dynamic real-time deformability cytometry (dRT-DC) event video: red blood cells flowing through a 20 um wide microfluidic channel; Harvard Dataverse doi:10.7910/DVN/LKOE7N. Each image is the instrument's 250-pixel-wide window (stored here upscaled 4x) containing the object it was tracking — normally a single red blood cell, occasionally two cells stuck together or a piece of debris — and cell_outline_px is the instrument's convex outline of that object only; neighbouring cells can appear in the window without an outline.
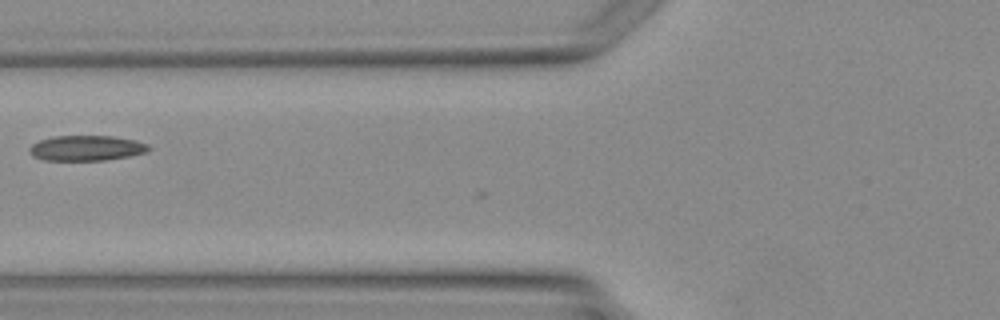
{"species": "Egyptian fruit bat (a non-hibernating species)", "species_latin": "Rousettus aegyptiacus", "temperature_condition": "warm", "stored_images_in_passage": 2, "camera_frame_rate_fps": 3000, "um_per_image_px": 0.085, "animal": {"sex": "female"}, "frame": {"image": 1, "passage_image": 2, "time_ms": 1.333, "image_size_px": [1000, 320], "cell_outline_px": [[152, 148], [144, 152], [128, 156], [104, 160], [44, 160], [32, 156], [28, 152], [28, 148], [32, 144], [40, 140], [52, 136], [112, 136], [136, 140], [148, 144]], "centroid_in_image_um": [7.31, 12.58], "position_along_channel_um": 118.5, "area_um2": 17.57}}